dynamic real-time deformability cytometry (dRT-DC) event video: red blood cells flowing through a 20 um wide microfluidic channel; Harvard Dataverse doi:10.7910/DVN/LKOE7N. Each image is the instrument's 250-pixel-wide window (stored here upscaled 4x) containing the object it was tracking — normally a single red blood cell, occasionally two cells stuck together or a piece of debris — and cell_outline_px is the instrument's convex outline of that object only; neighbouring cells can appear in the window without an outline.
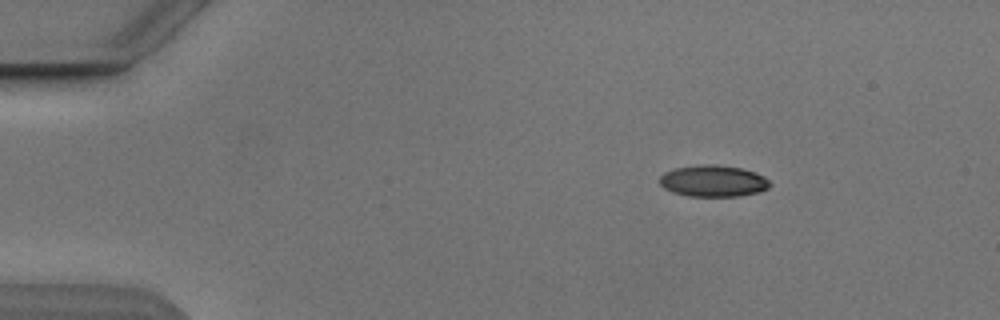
{"species": "Egyptian fruit bat (a non-hibernating species)", "species_latin": "Rousettus aegyptiacus", "temperature_condition": "cold", "stored_images_in_passage": 4, "camera_frame_rate_fps": 3000, "um_per_image_px": 0.085, "animal": {"sex": "male"}, "frame": {"image": 1, "passage_image": 1, "time_ms": 0.0, "image_size_px": [1000, 320], "cell_outline_px": [[772, 184], [768, 188], [760, 192], [740, 196], [688, 196], [672, 192], [664, 188], [660, 184], [660, 176], [664, 172], [676, 168], [700, 164], [716, 164], [740, 168], [756, 172], [764, 176]], "centroid_in_image_um": [60.64, 15.38], "position_along_channel_um": 24.4, "area_um2": 20.4}}
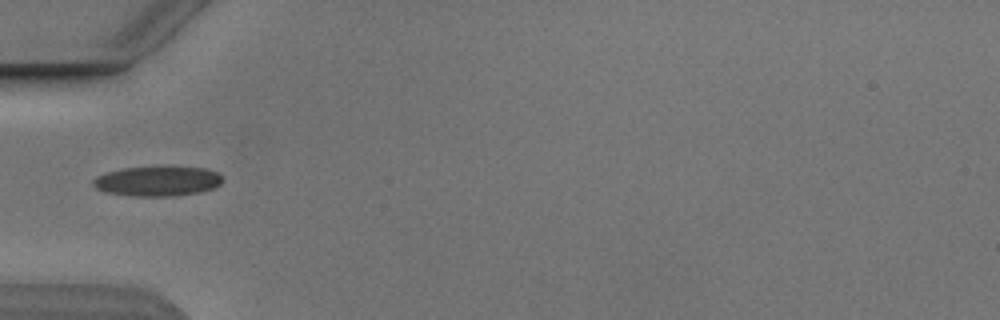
{"frame": {"image": 2, "passage_image": 4, "time_ms": 3.333, "image_size_px": [1000, 320], "cell_outline_px": [[224, 180], [216, 188], [200, 192], [176, 196], [132, 196], [104, 192], [96, 188], [92, 184], [92, 180], [96, 176], [108, 172], [124, 168], [204, 168], [216, 172]], "centroid_in_image_um": [13.38, 15.43], "position_along_channel_um": 71.6, "area_um2": 22.25}}